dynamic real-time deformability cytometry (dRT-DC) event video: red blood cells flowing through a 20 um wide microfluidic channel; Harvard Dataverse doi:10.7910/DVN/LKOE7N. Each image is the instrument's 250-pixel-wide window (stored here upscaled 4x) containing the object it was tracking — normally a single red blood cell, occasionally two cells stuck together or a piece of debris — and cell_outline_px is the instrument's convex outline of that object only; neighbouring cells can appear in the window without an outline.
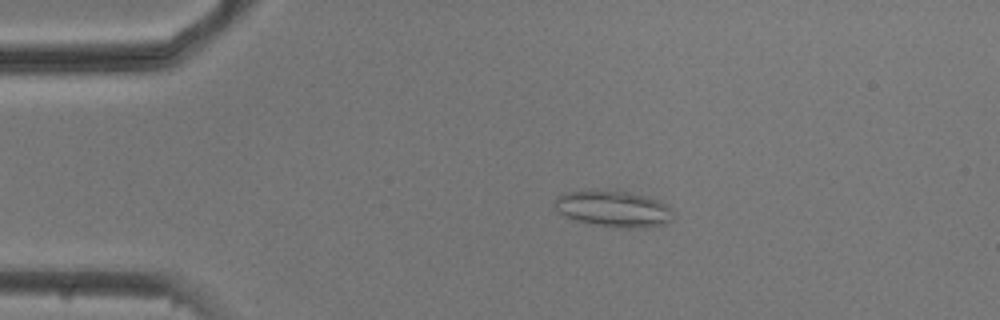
{"species": "common noctule bat (a hibernating species)", "species_latin": "Nyctalus noctula", "temperature_condition": "cold", "stored_images_in_passage": 20, "camera_frame_rate_fps": 3000, "um_per_image_px": 0.085, "animal": {"sex": "male", "body_mass_g": 20.5, "forearm_length_mm": 52.5}, "frame": {"image": 1, "passage_image": 11, "time_ms": 3.333, "image_size_px": [1000, 320], "cell_outline_px": [[672, 220], [664, 224], [644, 228], [628, 228], [596, 224], [576, 220], [564, 216], [556, 208], [556, 196], [568, 192], [588, 188], [616, 188], [660, 200], [672, 212]], "centroid_in_image_um": [52.13, 17.69], "position_along_channel_um": 32.9, "area_um2": 25.49}}